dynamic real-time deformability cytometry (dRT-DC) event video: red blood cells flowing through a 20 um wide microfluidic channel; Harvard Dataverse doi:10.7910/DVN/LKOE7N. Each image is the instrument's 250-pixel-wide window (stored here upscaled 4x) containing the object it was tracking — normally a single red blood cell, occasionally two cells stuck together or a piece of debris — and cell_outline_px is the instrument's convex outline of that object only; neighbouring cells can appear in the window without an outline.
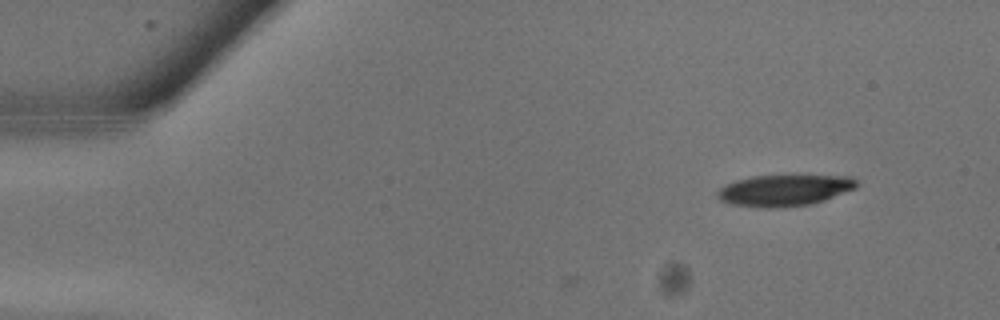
{"species": "common noctule bat (a hibernating species)", "species_latin": "Nyctalus noctula", "temperature_condition": "warm", "stored_images_in_passage": 11, "camera_frame_rate_fps": 3000, "um_per_image_px": 0.085, "animal": {"sex": "male", "body_mass_g": 13.3}, "frame": {"image": 1, "passage_image": 1, "time_ms": 0.0, "image_size_px": [1000, 320], "cell_outline_px": [[856, 188], [824, 200], [808, 204], [776, 208], [760, 208], [732, 204], [720, 200], [716, 196], [716, 192], [720, 188], [736, 180], [752, 176], [852, 176], [856, 180]], "centroid_in_image_um": [66.64, 16.18], "position_along_channel_um": 18.4, "area_um2": 25.14}}
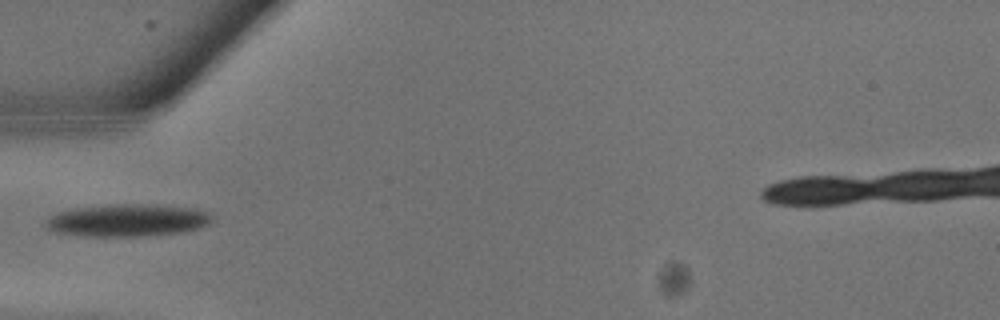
{"frame": {"image": 2, "passage_image": 7, "time_ms": 2.0, "image_size_px": [1000, 320], "cell_outline_px": [[212, 220], [208, 224], [200, 228], [184, 232], [148, 236], [84, 236], [52, 232], [48, 228], [44, 220], [60, 212], [76, 208], [112, 204], [148, 204], [192, 208], [208, 212], [212, 216]], "centroid_in_image_um": [10.86, 18.73], "position_along_channel_um": 74.1, "area_um2": 31.44}}
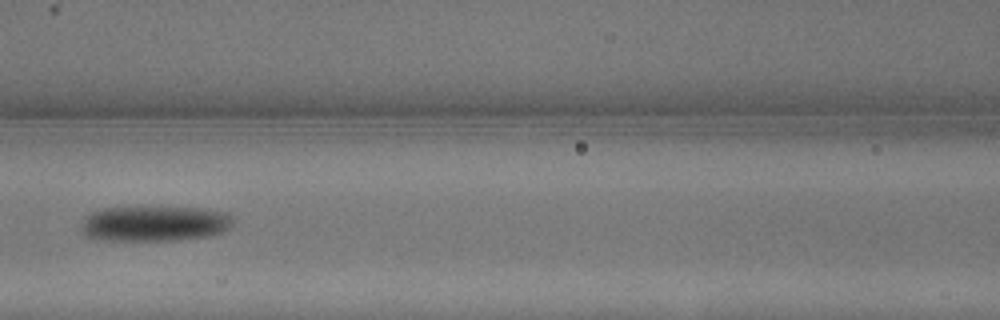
{"frame": {"image": 3, "passage_image": 10, "time_ms": 3.0, "image_size_px": [1000, 320], "cell_outline_px": [[236, 220], [224, 232], [212, 236], [172, 240], [108, 240], [84, 236], [80, 228], [80, 224], [84, 216], [92, 212], [104, 208], [200, 208], [224, 212], [236, 216]], "centroid_in_image_um": [13.16, 19.01], "position_along_channel_um": 153.4, "area_um2": 31.44}}